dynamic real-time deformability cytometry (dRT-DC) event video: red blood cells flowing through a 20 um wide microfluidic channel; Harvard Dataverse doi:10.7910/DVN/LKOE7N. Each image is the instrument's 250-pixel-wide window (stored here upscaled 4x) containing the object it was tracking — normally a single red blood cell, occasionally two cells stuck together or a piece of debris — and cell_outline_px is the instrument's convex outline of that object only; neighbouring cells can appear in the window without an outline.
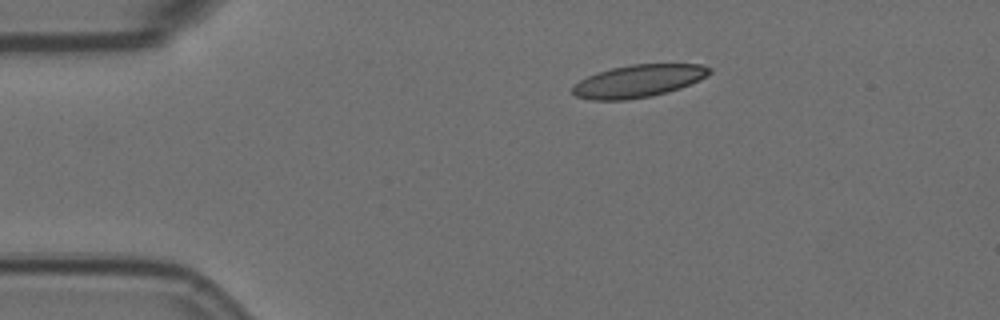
{"species": "Egyptian fruit bat (a non-hibernating species)", "species_latin": "Rousettus aegyptiacus", "temperature_condition": "room temperature", "stored_images_in_passage": 4, "camera_frame_rate_fps": 3000, "um_per_image_px": 0.085, "animal": {"sex": "female"}, "frame": {"image": 1, "passage_image": 1, "time_ms": 0.0, "image_size_px": [1000, 320], "cell_outline_px": [[712, 72], [700, 80], [680, 88], [668, 92], [652, 96], [628, 100], [592, 100], [576, 96], [572, 92], [572, 88], [580, 80], [596, 72], [612, 68], [632, 64], [700, 64], [712, 68]], "centroid_in_image_um": [54.28, 6.89], "position_along_channel_um": 30.7, "area_um2": 26.01}}
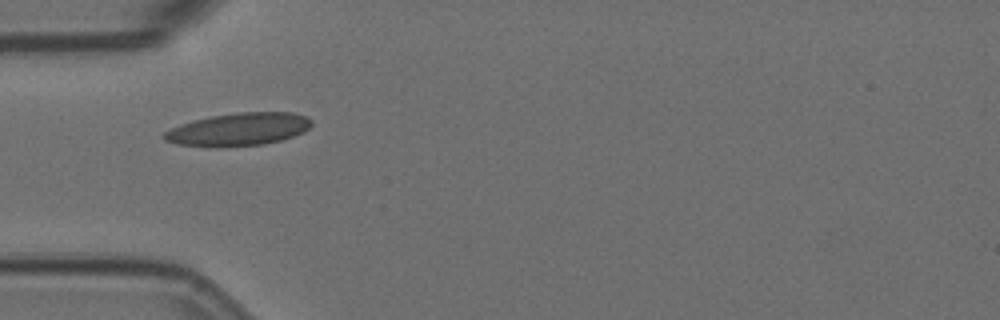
{"frame": {"image": 2, "passage_image": 3, "time_ms": 0.667, "image_size_px": [1000, 320], "cell_outline_px": [[312, 124], [304, 132], [280, 140], [264, 144], [224, 148], [208, 148], [176, 144], [164, 140], [160, 136], [164, 132], [180, 124], [212, 116], [236, 112], [292, 112], [308, 116], [312, 120]], "centroid_in_image_um": [20.25, 11.01], "position_along_channel_um": 64.7, "area_um2": 28.67}}
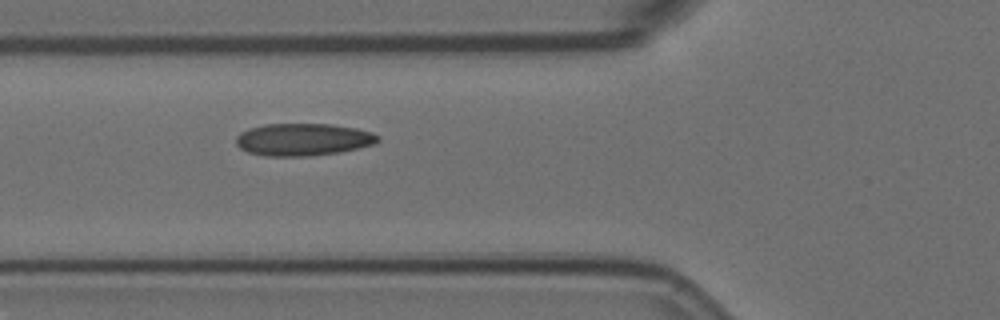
{"frame": {"image": 3, "passage_image": 4, "time_ms": 1.0, "image_size_px": [1000, 320], "cell_outline_px": [[380, 140], [376, 144], [340, 152], [308, 156], [268, 156], [248, 152], [240, 148], [236, 144], [236, 136], [240, 132], [248, 128], [264, 124], [332, 124], [356, 128], [372, 132], [380, 136]], "centroid_in_image_um": [25.78, 11.85], "position_along_channel_um": 100.0, "area_um2": 26.93}}